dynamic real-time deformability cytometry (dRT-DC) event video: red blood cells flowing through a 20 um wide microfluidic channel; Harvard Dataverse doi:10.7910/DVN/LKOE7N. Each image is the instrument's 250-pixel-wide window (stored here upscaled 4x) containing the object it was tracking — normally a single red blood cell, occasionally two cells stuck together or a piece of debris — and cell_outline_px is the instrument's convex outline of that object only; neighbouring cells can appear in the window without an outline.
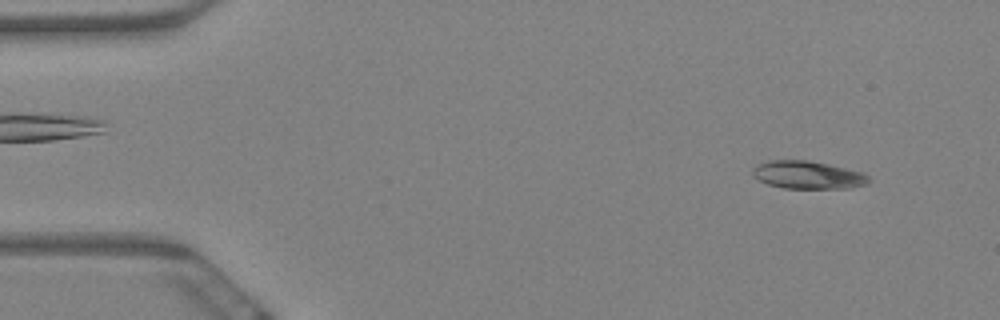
{"species": "Egyptian fruit bat (a non-hibernating species)", "species_latin": "Rousettus aegyptiacus", "temperature_condition": "warm", "stored_images_in_passage": 8, "camera_frame_rate_fps": 3000, "um_per_image_px": 0.085, "animal": {"sex": "female"}, "frame": {"image": 1, "passage_image": 2, "time_ms": 0.333, "image_size_px": [1000, 320], "cell_outline_px": [[872, 180], [868, 184], [848, 188], [784, 188], [768, 184], [752, 176], [752, 168], [756, 164], [768, 160], [808, 160], [828, 164], [864, 172]], "centroid_in_image_um": [68.67, 14.86], "position_along_channel_um": 16.3, "area_um2": 19.02}}
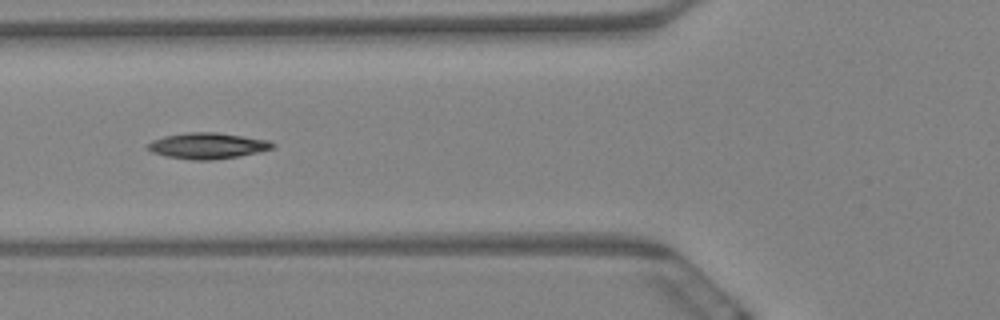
{"frame": {"image": 2, "passage_image": 7, "time_ms": 2.0, "image_size_px": [1000, 320], "cell_outline_px": [[276, 148], [260, 152], [240, 156], [212, 160], [192, 160], [164, 156], [152, 152], [144, 148], [152, 140], [164, 136], [188, 132], [216, 132], [244, 136], [268, 140], [276, 144]], "centroid_in_image_um": [17.65, 12.39], "position_along_channel_um": 108.1, "area_um2": 19.19}}
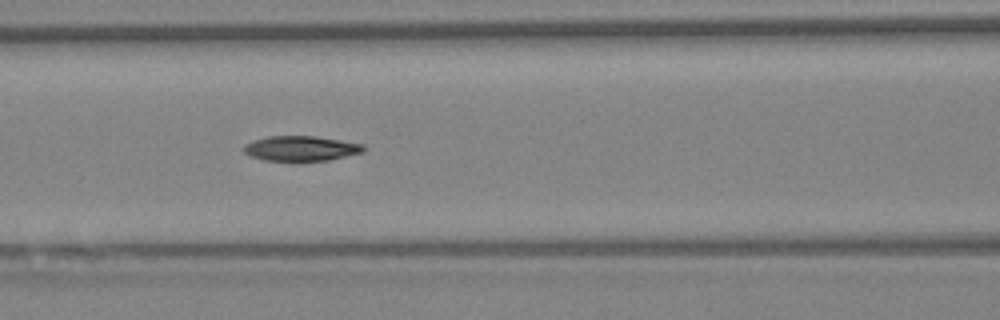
{"frame": {"image": 3, "passage_image": 8, "time_ms": 2.333, "image_size_px": [1000, 320], "cell_outline_px": [[364, 152], [328, 160], [296, 164], [292, 164], [264, 160], [252, 156], [244, 152], [240, 148], [244, 144], [252, 140], [268, 136], [316, 136], [364, 144]], "centroid_in_image_um": [25.52, 12.66], "position_along_channel_um": 141.1, "area_um2": 18.38}}